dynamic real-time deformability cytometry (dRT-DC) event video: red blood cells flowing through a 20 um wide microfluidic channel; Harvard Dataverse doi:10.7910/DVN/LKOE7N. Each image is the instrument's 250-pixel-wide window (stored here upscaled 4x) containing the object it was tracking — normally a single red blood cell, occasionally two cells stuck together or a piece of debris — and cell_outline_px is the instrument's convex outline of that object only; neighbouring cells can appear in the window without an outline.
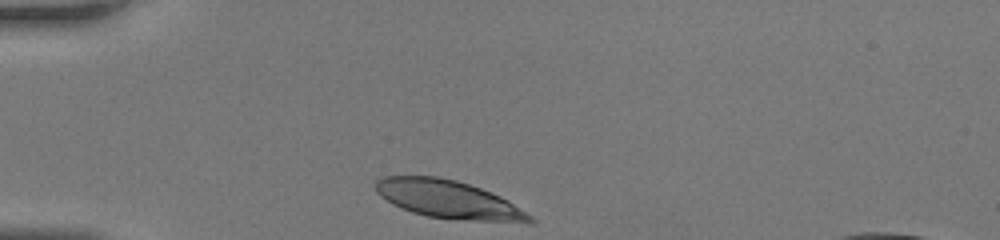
{"species": "human", "species_latin": "Homo sapiens", "temperature_condition": "room temperature", "stored_images_in_passage": 26, "camera_frame_rate_fps": 3000, "um_per_image_px": 0.085, "donor": {"sex": "female"}, "frame": {"image": 1, "passage_image": 1, "time_ms": 0.0, "image_size_px": [1000, 240], "cell_outline_px": [[536, 224], [528, 224], [472, 220], [428, 216], [412, 212], [392, 204], [380, 196], [376, 192], [372, 184], [380, 176], [436, 176], [456, 180], [480, 188], [500, 196], [508, 200], [532, 216], [536, 220]], "centroid_in_image_um": [38.14, 16.96], "position_along_channel_um": 46.9, "area_um2": 34.45}}
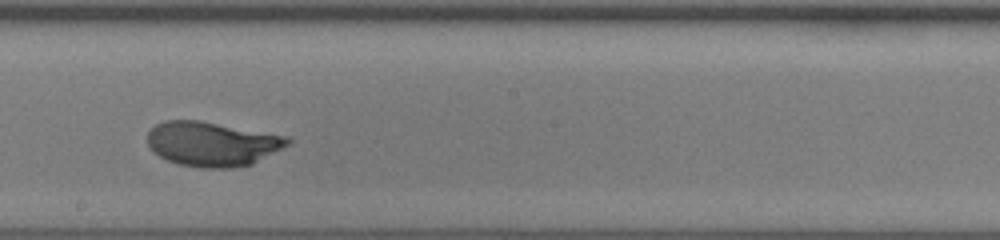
{"frame": {"image": 2, "passage_image": 15, "time_ms": 4.667, "image_size_px": [1000, 240], "cell_outline_px": [[292, 140], [288, 144], [252, 164], [232, 168], [200, 168], [180, 164], [168, 160], [152, 152], [148, 144], [148, 132], [156, 124], [164, 120], [200, 120], [288, 136]], "centroid_in_image_um": [18.01, 12.22], "position_along_channel_um": 230.2, "area_um2": 36.3}}
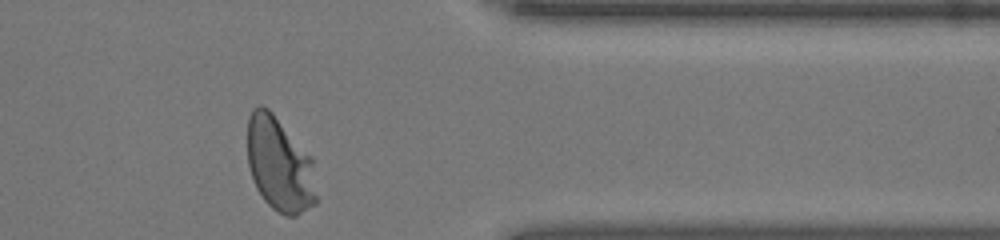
{"frame": {"image": 3, "passage_image": 26, "time_ms": 8.333, "image_size_px": [1000, 240], "cell_outline_px": [[316, 204], [296, 216], [284, 216], [272, 208], [264, 200], [256, 188], [248, 164], [248, 116], [252, 108], [260, 104], [268, 108], [272, 112], [312, 156], [316, 196]], "centroid_in_image_um": [23.76, 13.98], "position_along_channel_um": 387.6, "area_um2": 38.15}}